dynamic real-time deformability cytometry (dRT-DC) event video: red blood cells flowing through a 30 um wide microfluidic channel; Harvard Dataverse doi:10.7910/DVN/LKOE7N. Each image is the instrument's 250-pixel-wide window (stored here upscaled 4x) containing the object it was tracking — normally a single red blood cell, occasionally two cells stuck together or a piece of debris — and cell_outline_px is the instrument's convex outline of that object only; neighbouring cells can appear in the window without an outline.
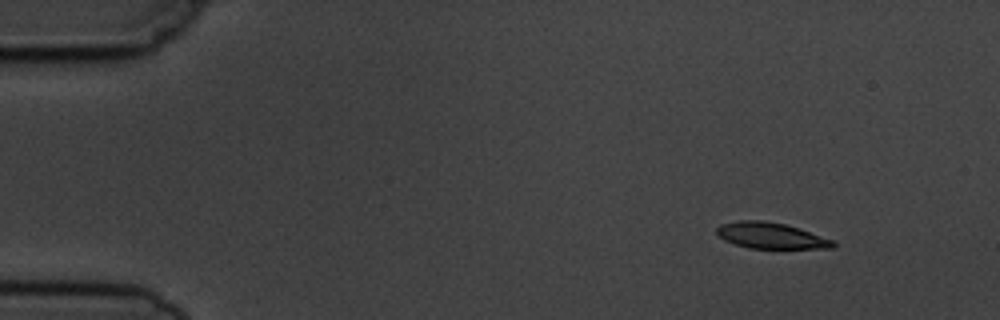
{"species": "common noctule bat (a hibernating species)", "species_latin": "Nyctalus noctula", "temperature_condition": "cold", "stored_images_in_passage": 5, "camera_frame_rate_fps": 3000, "um_per_image_px": 0.085, "animal": {"sex": "male", "body_mass_g": 19.5, "forearm_length_mm": 54.6}, "frame": {"image": 1, "passage_image": 2, "time_ms": 1.0, "image_size_px": [1000, 320], "cell_outline_px": [[836, 244], [832, 248], [748, 248], [724, 240], [716, 232], [716, 228], [720, 224], [740, 220], [764, 220], [784, 224], [800, 228], [832, 240]], "centroid_in_image_um": [65.5, 20.02], "position_along_channel_um": 19.5, "area_um2": 17.51}}